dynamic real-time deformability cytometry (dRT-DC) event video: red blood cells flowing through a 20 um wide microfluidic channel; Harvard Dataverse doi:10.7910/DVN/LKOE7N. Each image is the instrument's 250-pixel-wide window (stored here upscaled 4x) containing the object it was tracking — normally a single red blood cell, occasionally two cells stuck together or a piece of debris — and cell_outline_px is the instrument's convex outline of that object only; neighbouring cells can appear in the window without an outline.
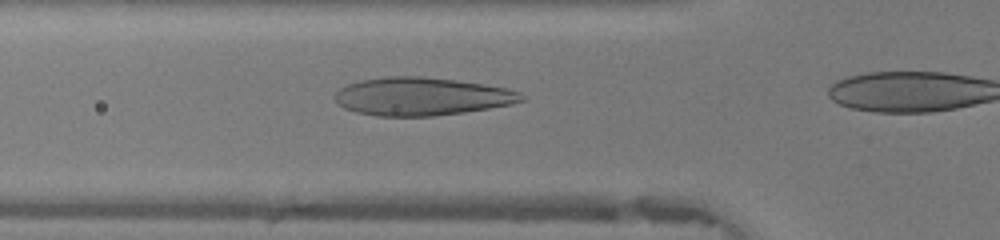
{"species": "human", "species_latin": "Homo sapiens", "temperature_condition": "warm", "stored_images_in_passage": 8, "camera_frame_rate_fps": 3000, "um_per_image_px": 0.085, "donor": {"sex": "female"}, "frame": {"image": 1, "passage_image": 4, "time_ms": 1.0, "image_size_px": [1000, 240], "cell_outline_px": [[524, 100], [512, 104], [464, 112], [436, 116], [376, 116], [356, 112], [344, 108], [336, 100], [336, 92], [340, 88], [348, 84], [360, 80], [384, 76], [420, 76], [456, 80], [508, 88], [520, 92], [524, 96]], "centroid_in_image_um": [35.84, 8.19], "position_along_channel_um": 90.0, "area_um2": 41.33}}
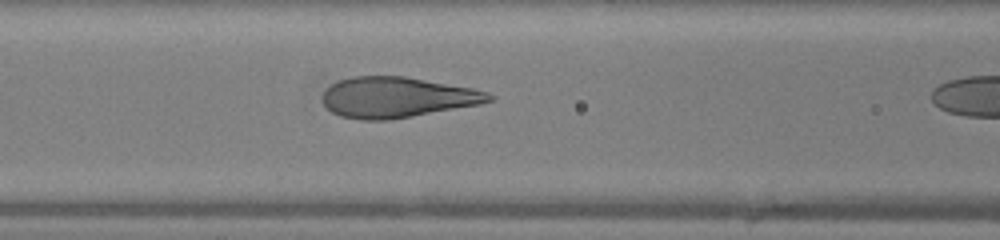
{"frame": {"image": 2, "passage_image": 7, "time_ms": 2.0, "image_size_px": [1000, 240], "cell_outline_px": [[496, 96], [492, 100], [480, 104], [412, 116], [388, 120], [360, 120], [340, 116], [332, 112], [320, 100], [320, 96], [332, 84], [340, 80], [352, 76], [404, 76], [472, 88], [488, 92]], "centroid_in_image_um": [33.72, 8.27], "position_along_channel_um": 132.9, "area_um2": 39.3}}